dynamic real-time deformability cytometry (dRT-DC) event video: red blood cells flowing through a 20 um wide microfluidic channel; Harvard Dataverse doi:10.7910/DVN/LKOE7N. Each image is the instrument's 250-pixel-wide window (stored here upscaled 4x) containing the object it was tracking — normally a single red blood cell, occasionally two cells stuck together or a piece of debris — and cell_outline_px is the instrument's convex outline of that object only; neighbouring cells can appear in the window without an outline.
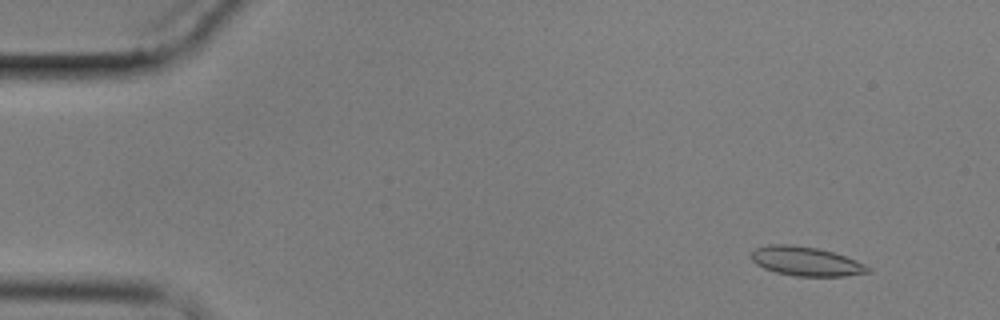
{"species": "common noctule bat (a hibernating species)", "species_latin": "Nyctalus noctula", "temperature_condition": "cold", "stored_images_in_passage": 5, "camera_frame_rate_fps": 3000, "um_per_image_px": 0.085, "animal": {"sex": "male", "body_mass_g": 17.9}, "frame": {"image": 1, "passage_image": 1, "time_ms": 0.0, "image_size_px": [1000, 320], "cell_outline_px": [[872, 268], [868, 272], [844, 276], [796, 276], [776, 272], [764, 268], [756, 264], [752, 260], [752, 252], [756, 248], [768, 244], [792, 244], [820, 248], [856, 260]], "centroid_in_image_um": [68.5, 22.2], "position_along_channel_um": 16.5, "area_um2": 19.77}}
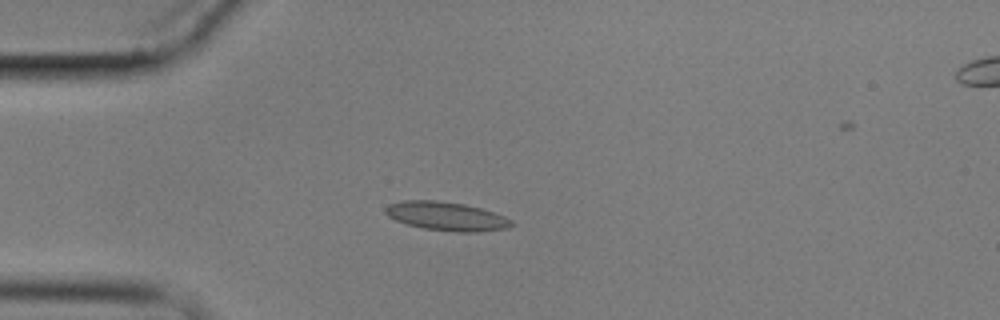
{"frame": {"image": 2, "passage_image": 4, "time_ms": 3.333, "image_size_px": [1000, 320], "cell_outline_px": [[516, 224], [508, 228], [476, 232], [456, 232], [424, 228], [408, 224], [396, 220], [388, 216], [384, 212], [384, 208], [388, 204], [404, 200], [436, 200], [464, 204], [480, 208], [504, 216], [512, 220]], "centroid_in_image_um": [37.95, 18.38], "position_along_channel_um": 47.1, "area_um2": 21.1}}